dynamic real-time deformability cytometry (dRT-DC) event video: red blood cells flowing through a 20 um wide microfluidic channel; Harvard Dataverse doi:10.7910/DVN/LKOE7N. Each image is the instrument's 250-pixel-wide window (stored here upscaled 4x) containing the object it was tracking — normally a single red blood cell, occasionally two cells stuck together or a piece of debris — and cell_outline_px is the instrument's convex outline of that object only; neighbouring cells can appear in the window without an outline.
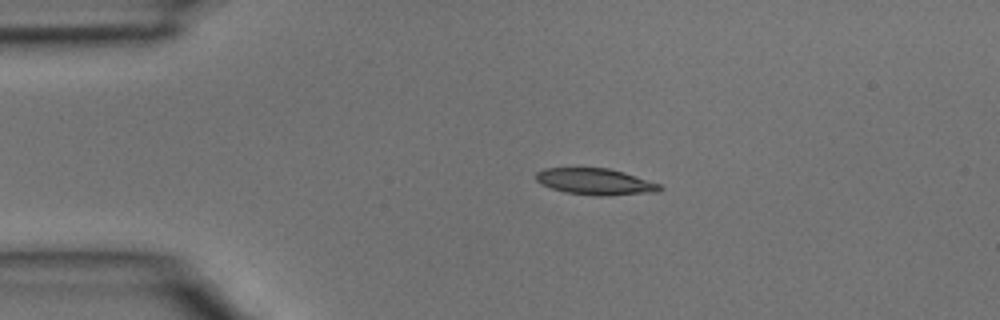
{"species": "common noctule bat (a hibernating species)", "species_latin": "Nyctalus noctula", "temperature_condition": "room temperature", "stored_images_in_passage": 4, "camera_frame_rate_fps": 3000, "um_per_image_px": 0.085, "animal": {"sex": "male", "body_mass_g": 15.6}, "frame": {"image": 1, "passage_image": 2, "time_ms": 0.333, "image_size_px": [1000, 320], "cell_outline_px": [[664, 188], [656, 192], [604, 196], [596, 196], [564, 192], [540, 184], [536, 180], [536, 172], [544, 168], [608, 168], [624, 172], [660, 184]], "centroid_in_image_um": [50.59, 15.44], "position_along_channel_um": 34.4, "area_um2": 19.07}}